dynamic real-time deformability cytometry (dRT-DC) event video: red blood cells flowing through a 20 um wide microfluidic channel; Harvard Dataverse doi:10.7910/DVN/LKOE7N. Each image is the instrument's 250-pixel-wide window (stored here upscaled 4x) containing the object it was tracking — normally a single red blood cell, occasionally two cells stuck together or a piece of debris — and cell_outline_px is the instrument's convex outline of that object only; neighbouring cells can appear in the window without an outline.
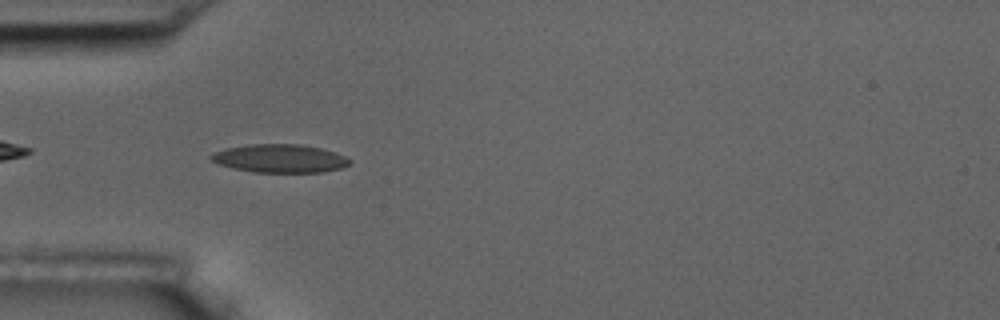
{"species": "common noctule bat (a hibernating species)", "species_latin": "Nyctalus noctula", "temperature_condition": "room temperature", "stored_images_in_passage": 9, "camera_frame_rate_fps": 3000, "um_per_image_px": 0.085, "animal": {"sex": "male", "body_mass_g": 17.5, "forearm_length_mm": 52.3}, "frame": {"image": 1, "passage_image": 4, "time_ms": 3.333, "image_size_px": [1000, 320], "cell_outline_px": [[352, 160], [348, 164], [340, 168], [324, 172], [252, 172], [232, 168], [220, 164], [212, 160], [208, 156], [212, 152], [224, 148], [248, 144], [296, 144], [320, 148], [344, 156]], "centroid_in_image_um": [23.72, 13.47], "position_along_channel_um": 61.3, "area_um2": 22.77}}
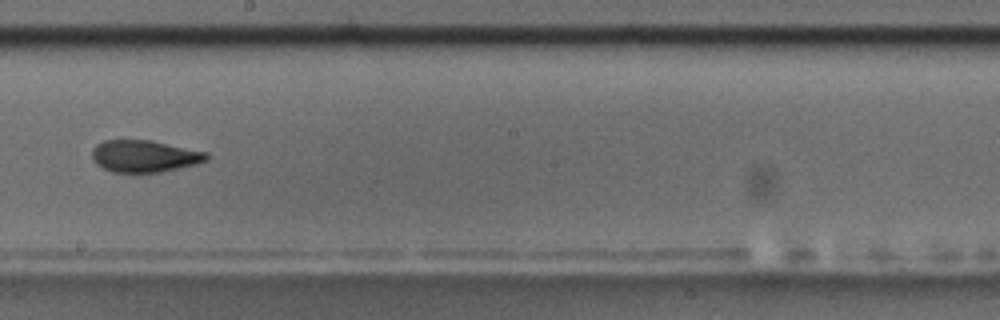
{"frame": {"image": 2, "passage_image": 8, "time_ms": 8.333, "image_size_px": [1000, 320], "cell_outline_px": [[208, 160], [196, 164], [160, 172], [112, 172], [96, 164], [92, 160], [92, 148], [96, 144], [104, 140], [152, 140], [208, 152]], "centroid_in_image_um": [12.27, 13.26], "position_along_channel_um": 235.9, "area_um2": 21.44}}
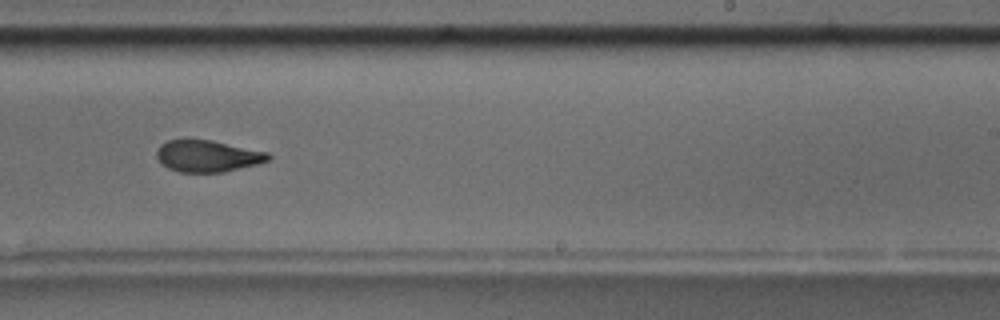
{"frame": {"image": 3, "passage_image": 9, "time_ms": 9.333, "image_size_px": [1000, 320], "cell_outline_px": [[272, 160], [224, 172], [180, 172], [168, 168], [156, 156], [156, 152], [160, 144], [168, 140], [184, 136], [188, 136], [212, 140], [268, 152], [272, 156]], "centroid_in_image_um": [17.62, 13.21], "position_along_channel_um": 271.4, "area_um2": 21.21}}